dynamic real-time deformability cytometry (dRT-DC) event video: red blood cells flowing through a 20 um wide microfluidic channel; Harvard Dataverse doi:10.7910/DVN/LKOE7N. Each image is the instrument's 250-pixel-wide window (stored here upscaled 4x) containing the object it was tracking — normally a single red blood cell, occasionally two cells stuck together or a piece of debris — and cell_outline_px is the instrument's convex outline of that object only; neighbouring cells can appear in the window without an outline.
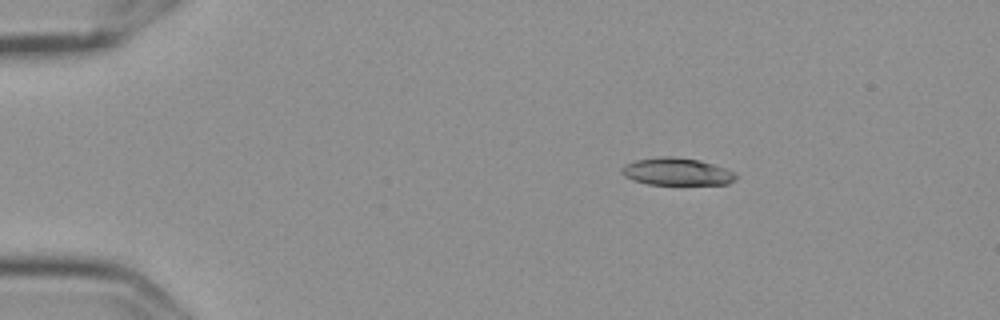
{"species": "Egyptian fruit bat (a non-hibernating species)", "species_latin": "Rousettus aegyptiacus", "temperature_condition": "cold", "stored_images_in_passage": 5, "camera_frame_rate_fps": 3000, "um_per_image_px": 0.085, "frame": {"image": 1, "passage_image": 1, "time_ms": 0.0, "image_size_px": [1000, 320], "cell_outline_px": [[736, 176], [728, 184], [648, 184], [632, 180], [624, 176], [620, 172], [620, 168], [624, 164], [636, 160], [664, 156], [672, 156], [700, 160], [736, 172]], "centroid_in_image_um": [57.47, 14.58], "position_along_channel_um": 27.5, "area_um2": 18.15}}
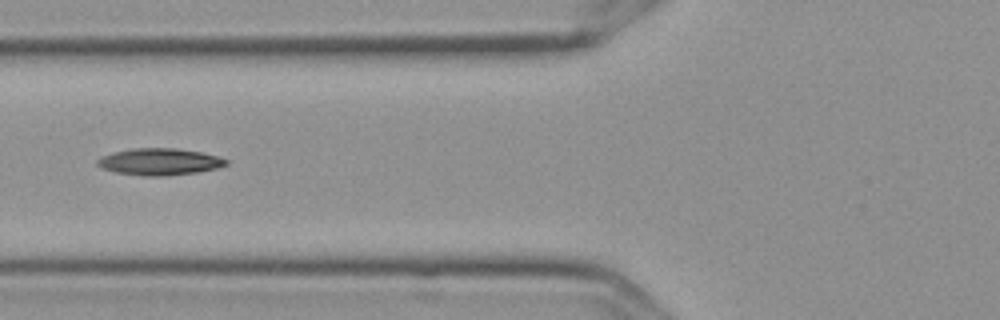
{"frame": {"image": 2, "passage_image": 5, "time_ms": 1.333, "image_size_px": [1000, 320], "cell_outline_px": [[228, 164], [216, 168], [196, 172], [164, 176], [144, 176], [116, 172], [104, 168], [96, 164], [96, 160], [100, 156], [112, 152], [132, 148], [176, 148], [200, 152], [216, 156], [228, 160]], "centroid_in_image_um": [13.52, 13.74], "position_along_channel_um": 112.3, "area_um2": 20.0}}